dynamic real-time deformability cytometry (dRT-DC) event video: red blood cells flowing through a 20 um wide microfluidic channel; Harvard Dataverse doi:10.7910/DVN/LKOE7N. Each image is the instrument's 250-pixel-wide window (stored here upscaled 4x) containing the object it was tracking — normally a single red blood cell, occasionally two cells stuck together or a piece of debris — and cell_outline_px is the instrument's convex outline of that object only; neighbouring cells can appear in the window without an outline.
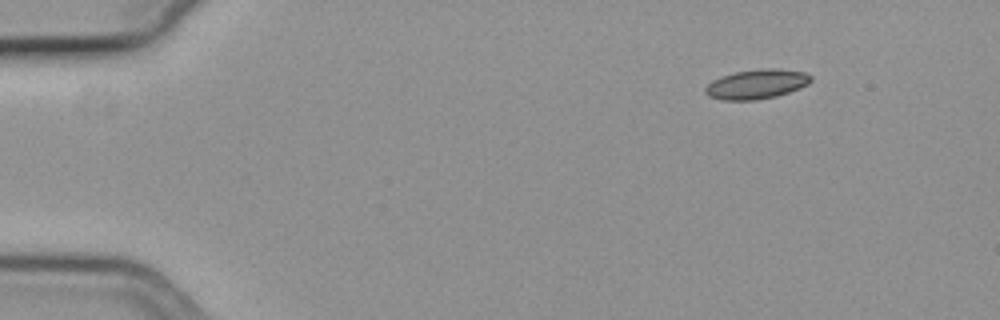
{"species": "common noctule bat (a hibernating species)", "species_latin": "Nyctalus noctula", "temperature_condition": "cold", "stored_images_in_passage": 50, "camera_frame_rate_fps": 3000, "um_per_image_px": 0.085, "animal": {"sex": "female", "body_mass_g": 19.3, "forearm_length_mm": 54.1}, "frame": {"image": 1, "passage_image": 1, "time_ms": 0.0, "image_size_px": [1000, 320], "cell_outline_px": [[812, 80], [808, 84], [800, 88], [776, 96], [756, 100], [720, 100], [708, 96], [704, 92], [704, 88], [712, 80], [736, 72], [760, 68], [776, 68], [804, 72], [812, 76]], "centroid_in_image_um": [64.31, 7.15], "position_along_channel_um": 20.7, "area_um2": 18.21}}
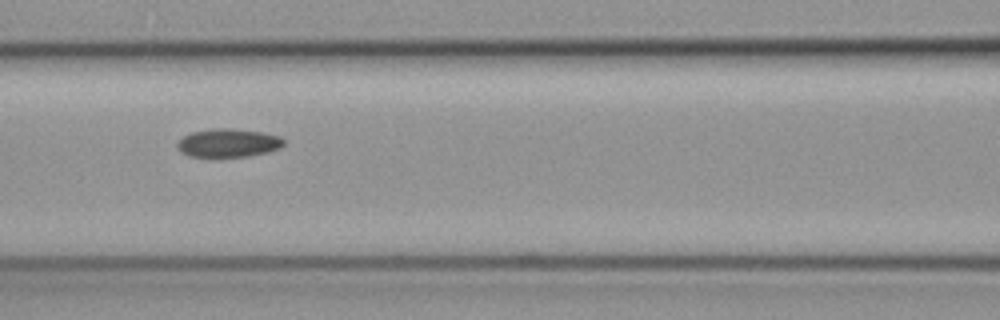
{"frame": {"image": 2, "passage_image": 19, "time_ms": 6.0, "image_size_px": [1000, 320], "cell_outline_px": [[284, 144], [280, 148], [268, 152], [248, 156], [220, 160], [188, 156], [180, 152], [176, 148], [176, 144], [184, 136], [192, 132], [216, 128], [228, 128], [264, 132], [280, 136], [284, 140]], "centroid_in_image_um": [19.37, 12.2], "position_along_channel_um": 147.2, "area_um2": 18.44}}
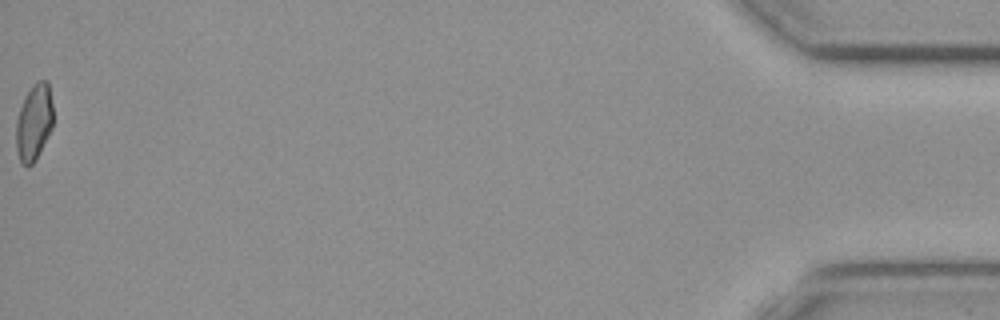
{"frame": {"image": 3, "passage_image": 50, "time_ms": 16.333, "image_size_px": [1000, 320], "cell_outline_px": [[52, 128], [36, 160], [28, 168], [20, 164], [16, 148], [16, 120], [20, 108], [32, 84], [40, 80], [48, 80], [52, 104]], "centroid_in_image_um": [2.88, 10.44], "position_along_channel_um": 432.3, "area_um2": 16.59}}